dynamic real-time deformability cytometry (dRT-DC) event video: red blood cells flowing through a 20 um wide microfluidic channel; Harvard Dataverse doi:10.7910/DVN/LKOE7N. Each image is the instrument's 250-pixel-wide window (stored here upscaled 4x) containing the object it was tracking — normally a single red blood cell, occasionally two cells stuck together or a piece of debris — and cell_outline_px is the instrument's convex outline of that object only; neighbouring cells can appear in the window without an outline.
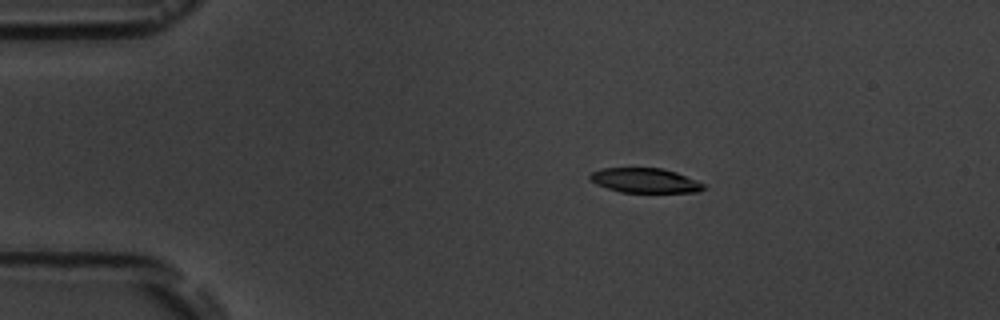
{"species": "common noctule bat (a hibernating species)", "species_latin": "Nyctalus noctula", "temperature_condition": "room temperature", "stored_images_in_passage": 15, "camera_frame_rate_fps": 3000, "um_per_image_px": 0.085, "animal": {"sex": "male", "body_mass_g": 19.5, "forearm_length_mm": 54.6}, "frame": {"image": 1, "passage_image": 3, "time_ms": 3.0, "image_size_px": [1000, 320], "cell_outline_px": [[704, 188], [696, 192], [620, 192], [596, 184], [588, 176], [592, 172], [600, 168], [664, 168], [676, 172], [696, 180], [704, 184]], "centroid_in_image_um": [54.8, 15.33], "position_along_channel_um": 30.2, "area_um2": 16.18}}
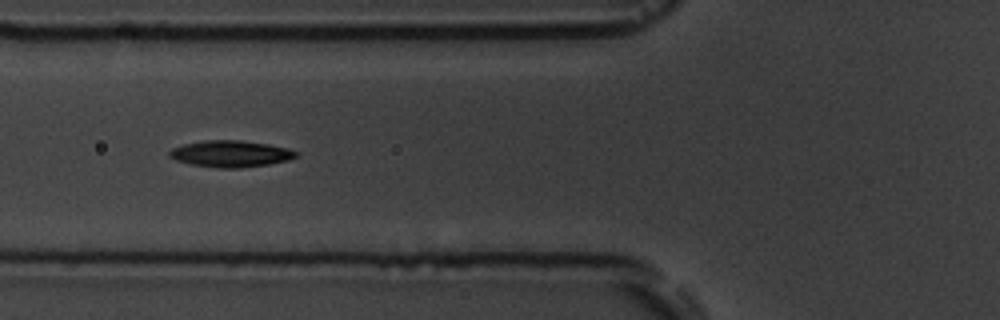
{"frame": {"image": 2, "passage_image": 6, "time_ms": 6.667, "image_size_px": [1000, 320], "cell_outline_px": [[296, 156], [288, 160], [268, 164], [240, 168], [216, 168], [192, 164], [176, 160], [168, 156], [168, 152], [172, 148], [184, 144], [204, 140], [240, 140], [268, 144], [288, 148], [296, 152]], "centroid_in_image_um": [19.57, 13.07], "position_along_channel_um": 106.2, "area_um2": 19.48}}
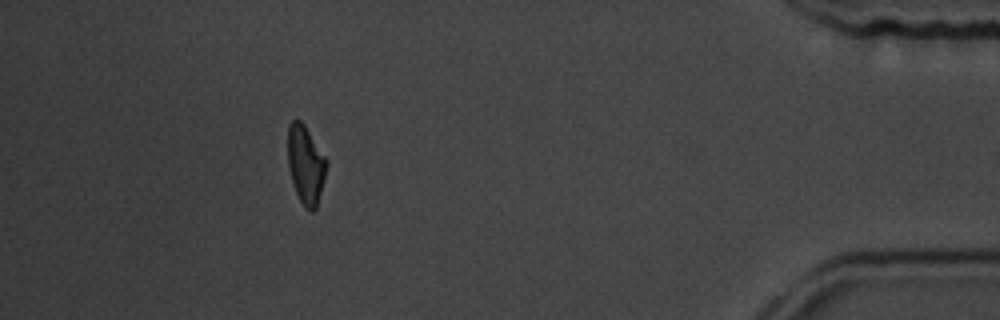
{"frame": {"image": 3, "passage_image": 14, "time_ms": 16.667, "image_size_px": [1000, 320], "cell_outline_px": [[328, 164], [324, 180], [316, 208], [312, 212], [308, 212], [304, 208], [296, 192], [288, 168], [288, 124], [292, 120], [300, 120], [304, 124], [328, 160]], "centroid_in_image_um": [25.99, 14.0], "position_along_channel_um": 409.2, "area_um2": 17.8}, "authors_computed_cell_mechanics": {"area_um2": 18.207, "velocity_mm_per_s": 3.5887, "shape_relaxation_time_tau1_ms": 3.4789, "shape_relaxation_time_tau2_ms": 3.4453, "deformation_change_tau1": 0.112, "deformation_change_tau2": 0.106}}